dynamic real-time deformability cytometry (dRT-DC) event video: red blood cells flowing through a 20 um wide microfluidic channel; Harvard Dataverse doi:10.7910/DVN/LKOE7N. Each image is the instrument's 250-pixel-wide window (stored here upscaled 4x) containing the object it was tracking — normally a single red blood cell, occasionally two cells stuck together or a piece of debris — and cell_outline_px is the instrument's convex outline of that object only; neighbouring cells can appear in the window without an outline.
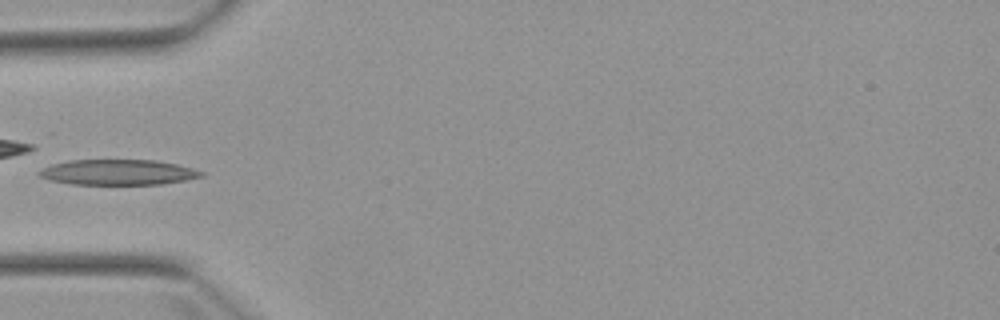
{"species": "Egyptian fruit bat (a non-hibernating species)", "species_latin": "Rousettus aegyptiacus", "temperature_condition": "warm", "stored_images_in_passage": 5, "camera_frame_rate_fps": 3000, "um_per_image_px": 0.085, "animal": {"sex": "female"}, "frame": {"image": 1, "passage_image": 5, "time_ms": 4.667, "image_size_px": [1000, 320], "cell_outline_px": [[204, 176], [164, 184], [72, 184], [48, 180], [40, 176], [36, 172], [52, 164], [72, 160], [156, 160], [176, 164], [192, 168], [204, 172]], "centroid_in_image_um": [10.03, 14.64], "position_along_channel_um": 75.0, "area_um2": 23.93}}